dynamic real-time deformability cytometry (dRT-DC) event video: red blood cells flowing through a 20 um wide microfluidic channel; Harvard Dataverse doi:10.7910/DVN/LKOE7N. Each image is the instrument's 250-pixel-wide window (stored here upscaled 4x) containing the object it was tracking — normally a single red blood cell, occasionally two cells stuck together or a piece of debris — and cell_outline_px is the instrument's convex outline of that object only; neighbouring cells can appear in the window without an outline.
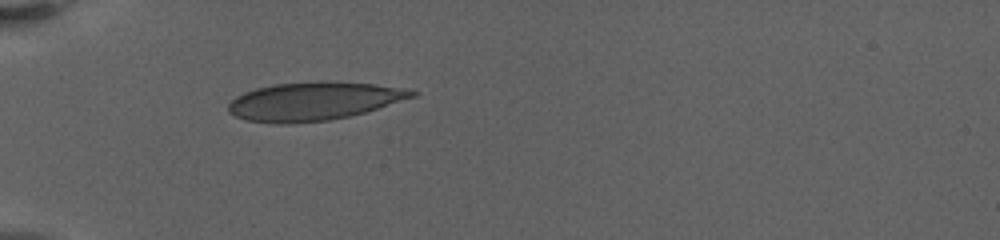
{"species": "human", "species_latin": "Homo sapiens", "temperature_condition": "warm", "stored_images_in_passage": 44, "camera_frame_rate_fps": 3000, "um_per_image_px": 0.085, "donor": {"sex": "female"}, "frame": {"image": 1, "passage_image": 1, "time_ms": 0.0, "image_size_px": [1000, 240], "cell_outline_px": [[416, 96], [364, 112], [348, 116], [328, 120], [248, 120], [236, 116], [228, 112], [228, 104], [236, 96], [244, 92], [256, 88], [272, 84], [316, 80], [324, 80], [372, 84], [404, 88], [416, 92]], "centroid_in_image_um": [26.69, 8.53], "position_along_channel_um": 58.3, "area_um2": 39.71}}
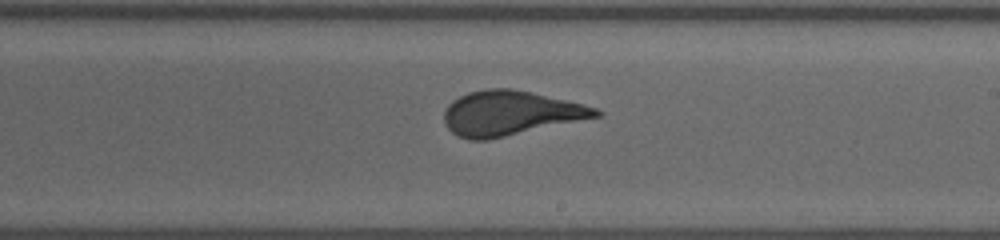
{"frame": {"image": 2, "passage_image": 20, "time_ms": 6.333, "image_size_px": [1000, 240], "cell_outline_px": [[604, 112], [600, 116], [488, 140], [468, 140], [456, 136], [448, 128], [444, 120], [444, 112], [448, 104], [452, 100], [468, 92], [488, 88], [508, 88], [528, 92], [584, 104], [596, 108]], "centroid_in_image_um": [43.34, 9.63], "position_along_channel_um": 245.7, "area_um2": 39.19}}
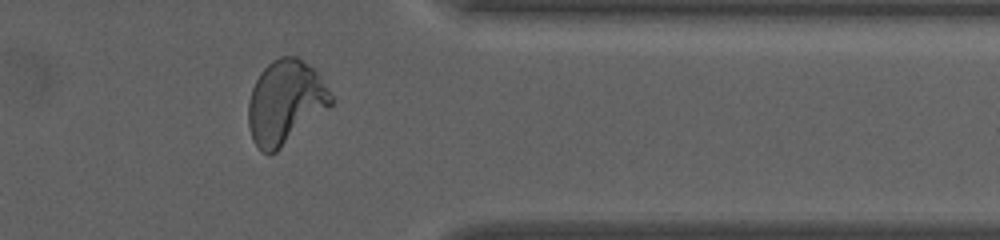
{"frame": {"image": 3, "passage_image": 34, "time_ms": 11.0, "image_size_px": [1000, 240], "cell_outline_px": [[332, 104], [328, 108], [276, 152], [268, 156], [252, 140], [248, 124], [248, 100], [252, 88], [260, 72], [272, 60], [280, 56], [296, 56], [308, 64], [316, 72], [332, 96]], "centroid_in_image_um": [24.21, 8.69], "position_along_channel_um": 387.2, "area_um2": 40.0}}